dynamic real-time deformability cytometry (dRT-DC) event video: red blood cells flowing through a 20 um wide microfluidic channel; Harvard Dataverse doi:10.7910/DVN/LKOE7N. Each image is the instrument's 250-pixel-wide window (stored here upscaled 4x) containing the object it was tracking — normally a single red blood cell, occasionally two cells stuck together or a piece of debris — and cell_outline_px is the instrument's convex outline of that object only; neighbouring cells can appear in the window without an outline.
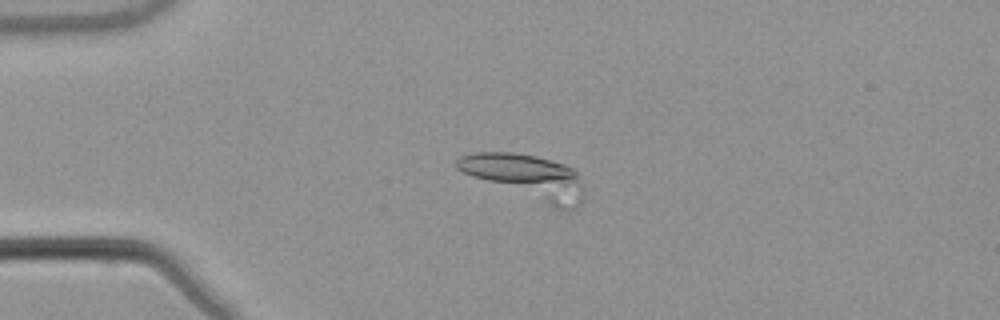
{"species": "common noctule bat (a hibernating species)", "species_latin": "Nyctalus noctula", "temperature_condition": "warm", "stored_images_in_passage": 24, "segment_of_instrument_passage": [1, 2], "camera_frame_rate_fps": 3000, "um_per_image_px": 0.085, "animal": {"sex": "male", "body_mass_g": 21.5, "forearm_length_mm": 52.0}, "frame": {"image": 1, "passage_image": 16, "time_ms": 5.0, "image_size_px": [1000, 320], "cell_outline_px": [[580, 204], [568, 212], [552, 208], [472, 176], [456, 168], [456, 160], [460, 156], [476, 152], [512, 152], [536, 156], [564, 164], [572, 168], [576, 172], [580, 188]], "centroid_in_image_um": [44.71, 15.04], "position_along_channel_um": 40.3, "area_um2": 32.48}}